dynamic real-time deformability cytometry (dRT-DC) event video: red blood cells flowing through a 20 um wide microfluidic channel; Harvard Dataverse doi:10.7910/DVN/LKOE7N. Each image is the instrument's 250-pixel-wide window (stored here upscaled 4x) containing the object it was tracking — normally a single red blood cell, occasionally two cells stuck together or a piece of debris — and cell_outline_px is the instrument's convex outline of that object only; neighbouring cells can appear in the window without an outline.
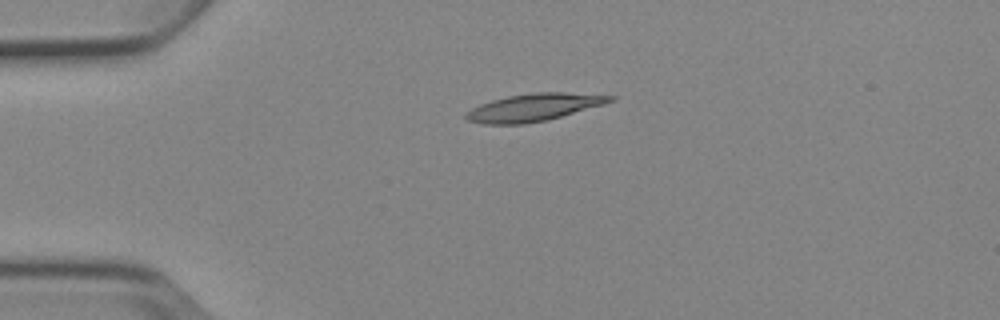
{"species": "Egyptian fruit bat (a non-hibernating species)", "species_latin": "Rousettus aegyptiacus", "temperature_condition": "cold", "stored_images_in_passage": 2, "camera_frame_rate_fps": 3000, "um_per_image_px": 0.085, "animal": {"sex": "female"}, "frame": {"image": 1, "passage_image": 1, "time_ms": 0.0, "image_size_px": [1000, 320], "cell_outline_px": [[616, 100], [604, 104], [548, 120], [524, 124], [484, 124], [468, 120], [464, 116], [472, 108], [480, 104], [492, 100], [508, 96], [532, 92], [564, 92], [616, 96]], "centroid_in_image_um": [45.4, 9.12], "position_along_channel_um": 39.6, "area_um2": 23.0}}